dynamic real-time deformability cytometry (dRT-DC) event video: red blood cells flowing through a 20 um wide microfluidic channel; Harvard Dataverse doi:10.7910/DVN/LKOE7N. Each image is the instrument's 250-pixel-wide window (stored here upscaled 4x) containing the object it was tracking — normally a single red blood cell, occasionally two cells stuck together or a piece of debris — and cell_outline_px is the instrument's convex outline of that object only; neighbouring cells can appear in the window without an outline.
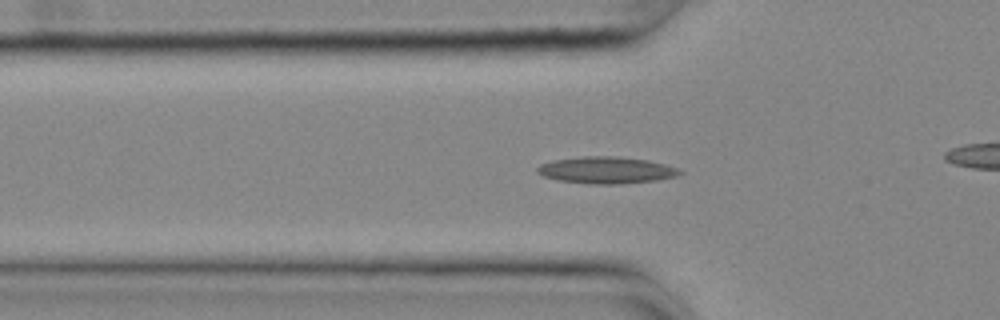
{"species": "common noctule bat (a hibernating species)", "species_latin": "Nyctalus noctula", "temperature_condition": "cold", "stored_images_in_passage": 50, "camera_frame_rate_fps": 3000, "um_per_image_px": 0.085, "animal": {"sex": "female", "body_mass_g": 25.1}, "frame": {"image": 1, "passage_image": 12, "time_ms": 3.667, "image_size_px": [1000, 320], "cell_outline_px": [[684, 172], [676, 176], [656, 180], [620, 184], [592, 184], [560, 180], [544, 176], [536, 172], [536, 168], [540, 164], [552, 160], [580, 156], [616, 156], [648, 160], [680, 168]], "centroid_in_image_um": [51.54, 14.45], "position_along_channel_um": 74.3, "area_um2": 22.31}}
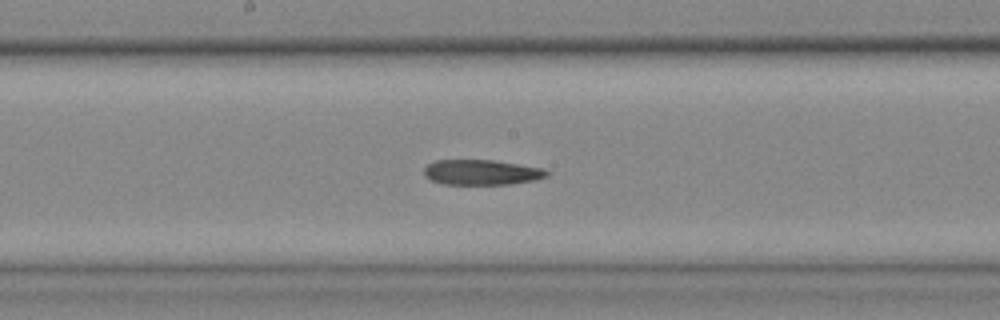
{"frame": {"image": 2, "passage_image": 23, "time_ms": 7.333, "image_size_px": [1000, 320], "cell_outline_px": [[548, 176], [532, 180], [508, 184], [444, 184], [432, 180], [424, 176], [424, 168], [428, 164], [436, 160], [496, 160], [544, 168], [548, 172]], "centroid_in_image_um": [40.93, 14.63], "position_along_channel_um": 207.3, "area_um2": 17.98}}
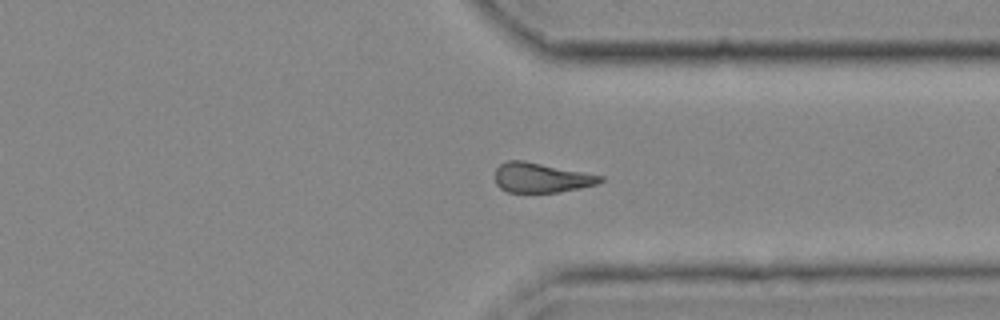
{"frame": {"image": 3, "passage_image": 36, "time_ms": 11.667, "image_size_px": [1000, 320], "cell_outline_px": [[604, 180], [596, 184], [580, 188], [560, 192], [508, 192], [500, 188], [496, 184], [496, 168], [500, 164], [508, 160], [524, 160], [604, 176]], "centroid_in_image_um": [46.0, 15.1], "position_along_channel_um": 365.4, "area_um2": 18.21}}